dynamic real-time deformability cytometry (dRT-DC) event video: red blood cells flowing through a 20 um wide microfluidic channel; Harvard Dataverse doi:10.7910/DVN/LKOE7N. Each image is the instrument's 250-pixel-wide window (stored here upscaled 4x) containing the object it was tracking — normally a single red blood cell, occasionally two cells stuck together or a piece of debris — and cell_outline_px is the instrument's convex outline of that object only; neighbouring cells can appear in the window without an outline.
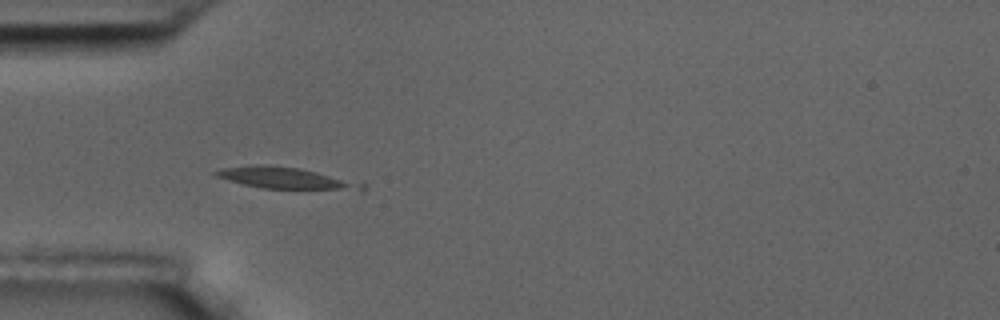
{"species": "common noctule bat (a hibernating species)", "species_latin": "Nyctalus noctula", "temperature_condition": "room temperature", "stored_images_in_passage": 7, "camera_frame_rate_fps": 3000, "um_per_image_px": 0.085, "animal": {"sex": "male", "body_mass_g": 17.5, "forearm_length_mm": 52.3}, "frame": {"image": 1, "passage_image": 4, "time_ms": 4.0, "image_size_px": [1000, 320], "cell_outline_px": [[348, 184], [340, 188], [260, 188], [244, 184], [216, 176], [212, 172], [220, 168], [256, 164], [268, 164], [300, 168], [316, 172], [340, 180]], "centroid_in_image_um": [23.61, 15.05], "position_along_channel_um": 61.4, "area_um2": 16.07}}
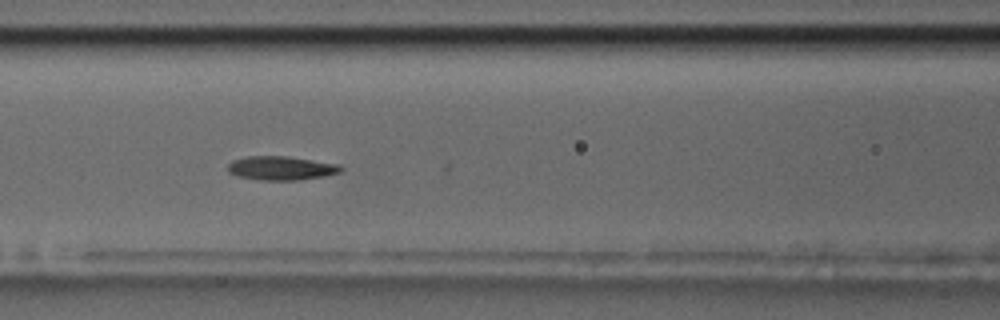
{"frame": {"image": 2, "passage_image": 6, "time_ms": 6.333, "image_size_px": [1000, 320], "cell_outline_px": [[344, 168], [340, 172], [324, 176], [296, 180], [260, 180], [236, 176], [228, 172], [228, 164], [232, 160], [248, 156], [288, 156], [340, 164]], "centroid_in_image_um": [23.9, 14.28], "position_along_channel_um": 142.7, "area_um2": 15.84}}